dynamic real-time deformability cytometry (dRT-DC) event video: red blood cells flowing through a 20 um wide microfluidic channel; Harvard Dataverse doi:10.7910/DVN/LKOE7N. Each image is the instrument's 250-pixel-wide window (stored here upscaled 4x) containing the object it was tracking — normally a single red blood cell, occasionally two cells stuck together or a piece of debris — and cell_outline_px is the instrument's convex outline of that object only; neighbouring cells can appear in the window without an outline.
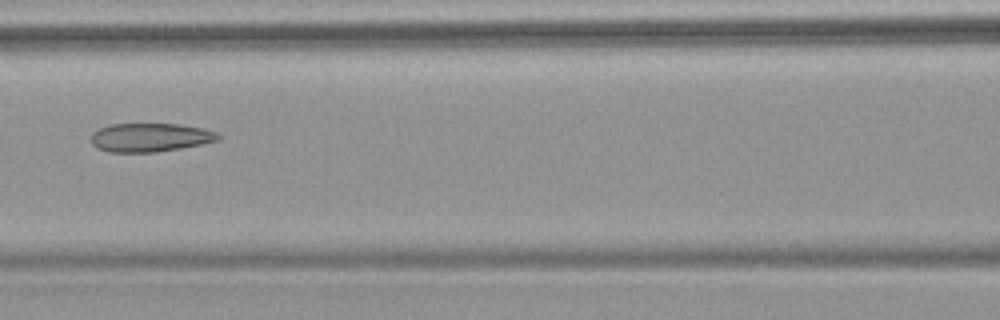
{"species": "common noctule bat (a hibernating species)", "species_latin": "Nyctalus noctula", "temperature_condition": "warm", "stored_images_in_passage": 9, "camera_frame_rate_fps": 3000, "um_per_image_px": 0.085, "animal": {"sex": "female", "body_mass_g": 18.4}, "frame": {"image": 1, "passage_image": 6, "time_ms": 7.0, "image_size_px": [1000, 320], "cell_outline_px": [[224, 136], [220, 140], [204, 144], [156, 152], [108, 152], [96, 148], [92, 144], [92, 132], [108, 124], [180, 124], [200, 128], [216, 132]], "centroid_in_image_um": [12.78, 11.68], "position_along_channel_um": 153.8, "area_um2": 21.39}}
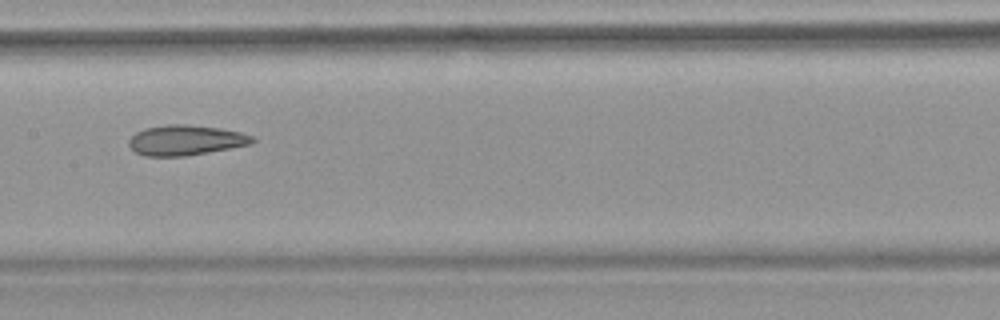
{"frame": {"image": 2, "passage_image": 7, "time_ms": 8.0, "image_size_px": [1000, 320], "cell_outline_px": [[256, 140], [252, 144], [188, 156], [144, 156], [136, 152], [128, 144], [128, 140], [136, 132], [144, 128], [168, 124], [188, 124], [220, 128], [240, 132], [252, 136]], "centroid_in_image_um": [15.78, 11.91], "position_along_channel_um": 191.6, "area_um2": 21.85}}
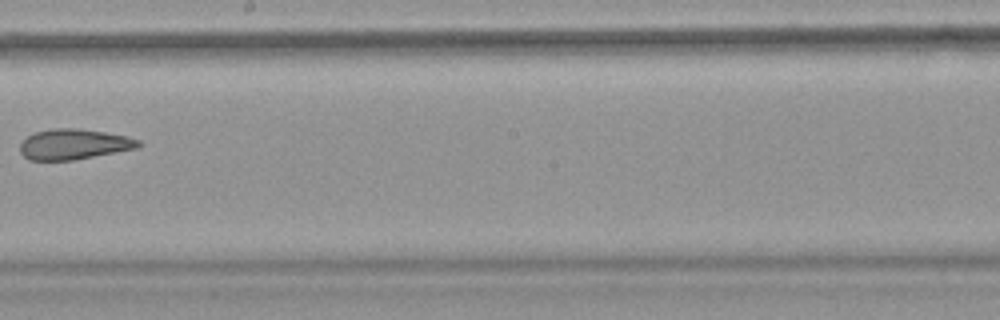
{"frame": {"image": 3, "passage_image": 8, "time_ms": 9.333, "image_size_px": [1000, 320], "cell_outline_px": [[144, 144], [140, 148], [72, 160], [28, 160], [20, 152], [20, 144], [28, 136], [36, 132], [52, 128], [80, 128], [128, 136], [140, 140]], "centroid_in_image_um": [6.33, 12.26], "position_along_channel_um": 241.9, "area_um2": 21.15}}